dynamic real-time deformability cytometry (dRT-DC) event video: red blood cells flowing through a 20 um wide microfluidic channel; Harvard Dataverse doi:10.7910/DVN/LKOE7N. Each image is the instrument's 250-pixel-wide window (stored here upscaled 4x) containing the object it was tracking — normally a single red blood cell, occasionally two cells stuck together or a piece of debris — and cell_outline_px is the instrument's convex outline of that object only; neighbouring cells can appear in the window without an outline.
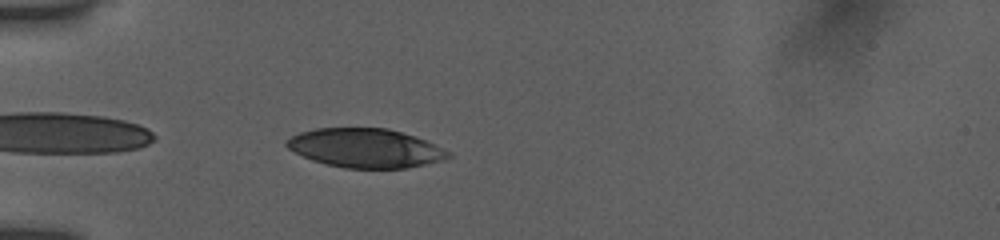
{"species": "human", "species_latin": "Homo sapiens", "temperature_condition": "room temperature", "stored_images_in_passage": 38, "camera_frame_rate_fps": 3000, "um_per_image_px": 0.085, "donor": {"sex": "female"}, "frame": {"image": 1, "passage_image": 2, "time_ms": 0.333, "image_size_px": [1000, 240], "cell_outline_px": [[452, 156], [444, 160], [408, 168], [344, 168], [312, 160], [288, 148], [284, 144], [284, 140], [300, 132], [316, 128], [388, 128], [424, 140], [452, 152]], "centroid_in_image_um": [31.06, 12.59], "position_along_channel_um": 53.9, "area_um2": 36.59}}
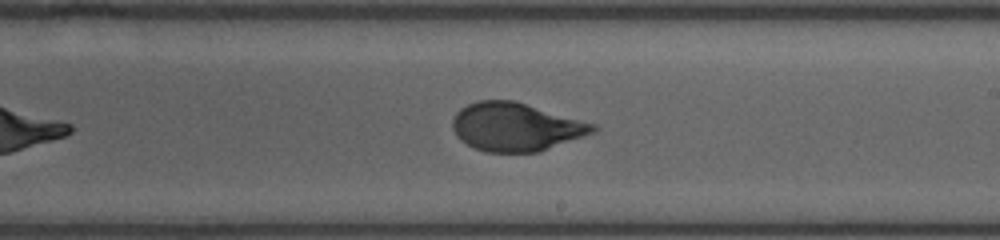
{"frame": {"image": 2, "passage_image": 18, "time_ms": 5.667, "image_size_px": [1000, 240], "cell_outline_px": [[600, 128], [596, 132], [540, 152], [484, 152], [460, 140], [456, 136], [452, 128], [452, 120], [456, 112], [460, 108], [468, 104], [480, 100], [512, 100], [600, 124]], "centroid_in_image_um": [43.9, 10.79], "position_along_channel_um": 245.1, "area_um2": 40.0}}
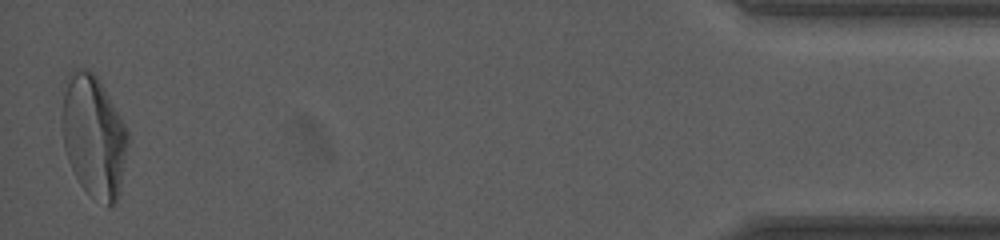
{"frame": {"image": 3, "passage_image": 38, "time_ms": 12.333, "image_size_px": [1000, 240], "cell_outline_px": [[128, 144], [120, 188], [116, 204], [108, 208], [88, 192], [80, 184], [68, 160], [64, 148], [60, 120], [60, 116], [64, 80], [72, 72], [80, 68], [88, 68], [96, 76], [124, 124], [128, 132]], "centroid_in_image_um": [7.92, 11.58], "position_along_channel_um": 427.3, "area_um2": 46.88}, "authors_computed_cell_mechanics": {"area_um2": 40.0554, "velocity_mm_per_s": 3.9053, "shape_relaxation_time_tau1_ms": 4.8314, "shape_relaxation_time_tau2_ms": null, "deformation_change_tau1": 0.2056, "deformation_change_tau2": null}}